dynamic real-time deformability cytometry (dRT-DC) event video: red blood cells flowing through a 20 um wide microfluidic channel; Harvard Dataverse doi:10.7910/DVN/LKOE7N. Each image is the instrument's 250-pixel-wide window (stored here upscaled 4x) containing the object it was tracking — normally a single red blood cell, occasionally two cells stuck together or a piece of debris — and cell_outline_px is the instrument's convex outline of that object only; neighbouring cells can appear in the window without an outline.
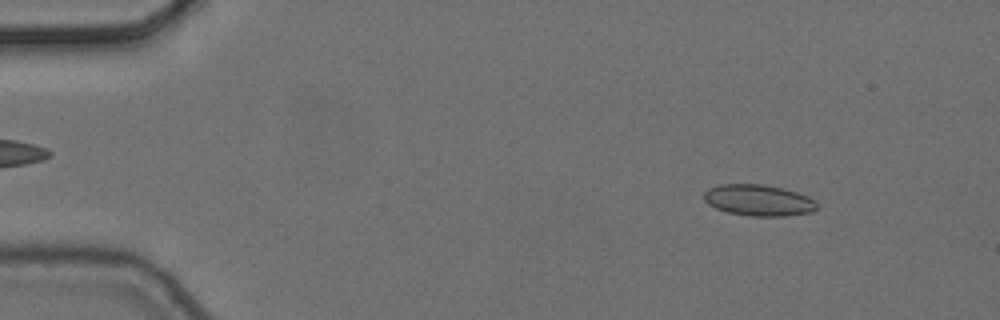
{"species": "common noctule bat (a hibernating species)", "species_latin": "Nyctalus noctula", "temperature_condition": "cold", "stored_images_in_passage": 3, "camera_frame_rate_fps": 3000, "um_per_image_px": 0.085, "animal": {"sex": "female", "body_mass_g": 24.6, "forearm_length_mm": 56.2}, "frame": {"image": 1, "passage_image": 1, "time_ms": 0.0, "image_size_px": [1000, 320], "cell_outline_px": [[816, 208], [812, 212], [784, 216], [752, 216], [728, 212], [716, 208], [708, 204], [704, 200], [704, 192], [708, 188], [720, 184], [764, 184], [784, 188], [808, 196], [816, 200]], "centroid_in_image_um": [64.47, 17.01], "position_along_channel_um": 20.5, "area_um2": 20.63}}